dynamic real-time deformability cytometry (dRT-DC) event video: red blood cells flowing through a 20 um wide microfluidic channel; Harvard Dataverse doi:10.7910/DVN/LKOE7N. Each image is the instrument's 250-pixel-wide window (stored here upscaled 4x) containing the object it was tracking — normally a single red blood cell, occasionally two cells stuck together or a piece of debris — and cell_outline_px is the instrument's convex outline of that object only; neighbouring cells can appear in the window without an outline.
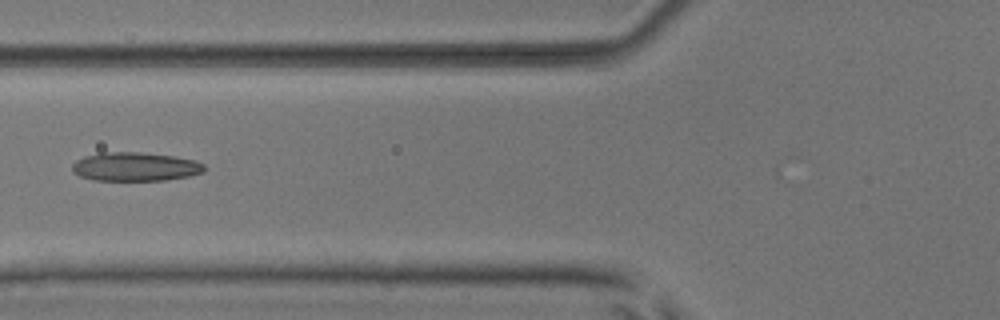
{"species": "common noctule bat (a hibernating species)", "species_latin": "Nyctalus noctula", "temperature_condition": "room temperature", "stored_images_in_passage": 7, "camera_frame_rate_fps": 3000, "um_per_image_px": 0.085, "animal": {"sex": "male", "body_mass_g": 17.9, "forearm_length_mm": 54.2}, "frame": {"image": 1, "passage_image": 7, "time_ms": 2.0, "image_size_px": [1000, 320], "cell_outline_px": [[204, 172], [188, 176], [164, 180], [92, 180], [80, 176], [72, 172], [72, 164], [76, 160], [84, 156], [100, 152], [140, 152], [176, 156], [196, 160], [204, 164]], "centroid_in_image_um": [11.48, 14.16], "position_along_channel_um": 114.3, "area_um2": 22.31}}